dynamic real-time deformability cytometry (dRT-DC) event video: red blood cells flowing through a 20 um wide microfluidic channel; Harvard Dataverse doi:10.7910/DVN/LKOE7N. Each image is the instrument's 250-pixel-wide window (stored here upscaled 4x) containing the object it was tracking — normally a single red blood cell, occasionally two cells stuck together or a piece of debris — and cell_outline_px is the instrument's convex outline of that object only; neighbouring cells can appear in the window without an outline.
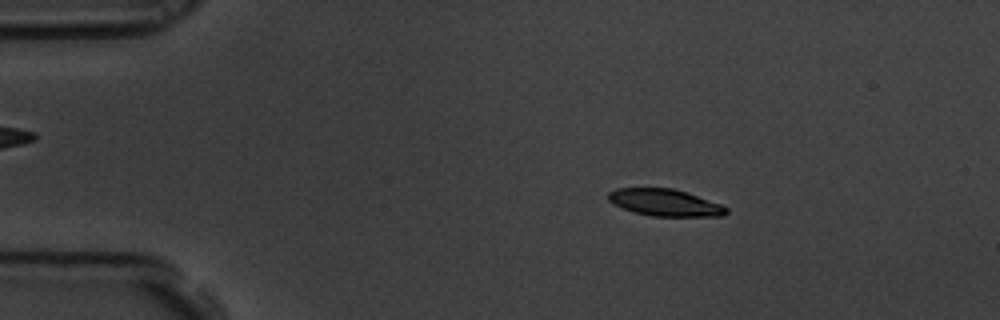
{"species": "common noctule bat (a hibernating species)", "species_latin": "Nyctalus noctula", "temperature_condition": "room temperature", "stored_images_in_passage": 59, "camera_frame_rate_fps": 3000, "um_per_image_px": 0.085, "animal": {"sex": "male", "body_mass_g": 19.5, "forearm_length_mm": 54.6}, "frame": {"image": 1, "passage_image": 10, "time_ms": 3.0, "image_size_px": [1000, 320], "cell_outline_px": [[728, 212], [724, 216], [652, 216], [632, 212], [612, 204], [608, 200], [608, 192], [616, 188], [672, 188], [720, 204], [728, 208]], "centroid_in_image_um": [56.47, 17.23], "position_along_channel_um": 28.5, "area_um2": 18.44}}
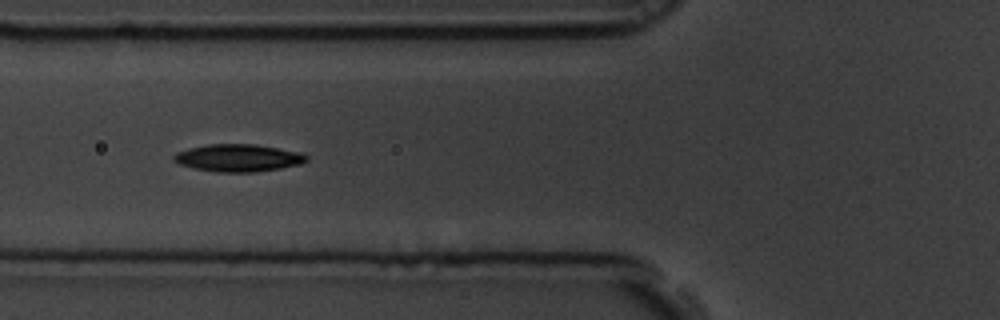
{"frame": {"image": 2, "passage_image": 22, "time_ms": 7.0, "image_size_px": [1000, 320], "cell_outline_px": [[308, 160], [300, 164], [280, 168], [256, 172], [216, 172], [192, 168], [180, 164], [172, 160], [172, 156], [176, 152], [188, 148], [208, 144], [256, 144], [300, 152], [308, 156]], "centroid_in_image_um": [20.22, 13.42], "position_along_channel_um": 105.6, "area_um2": 21.33}}
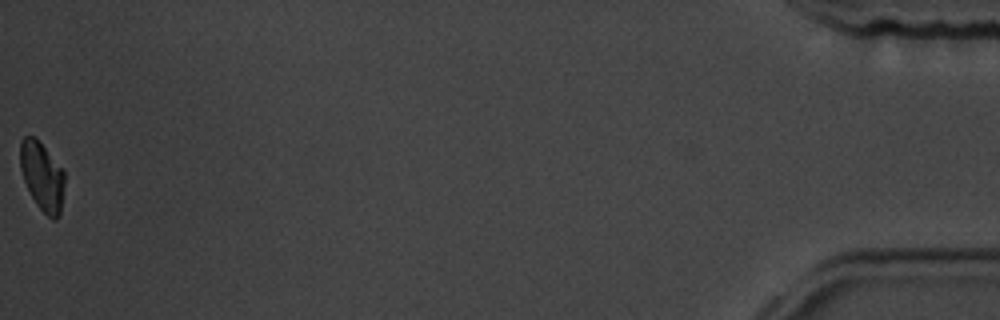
{"frame": {"image": 3, "passage_image": 59, "time_ms": 19.333, "image_size_px": [1000, 320], "cell_outline_px": [[64, 184], [60, 216], [56, 220], [52, 220], [36, 204], [24, 180], [20, 168], [20, 140], [24, 136], [32, 136], [64, 168]], "centroid_in_image_um": [3.59, 15.0], "position_along_channel_um": 431.6, "area_um2": 17.63}, "authors_computed_cell_mechanics": {"area_um2": 19.8832, "velocity_mm_per_s": 3.4498, "shape_relaxation_time_tau1_ms": 3.6469, "shape_relaxation_time_tau2_ms": 11.1674, "deformation_change_tau1": 0.1153, "deformation_change_tau2": 0.121}}